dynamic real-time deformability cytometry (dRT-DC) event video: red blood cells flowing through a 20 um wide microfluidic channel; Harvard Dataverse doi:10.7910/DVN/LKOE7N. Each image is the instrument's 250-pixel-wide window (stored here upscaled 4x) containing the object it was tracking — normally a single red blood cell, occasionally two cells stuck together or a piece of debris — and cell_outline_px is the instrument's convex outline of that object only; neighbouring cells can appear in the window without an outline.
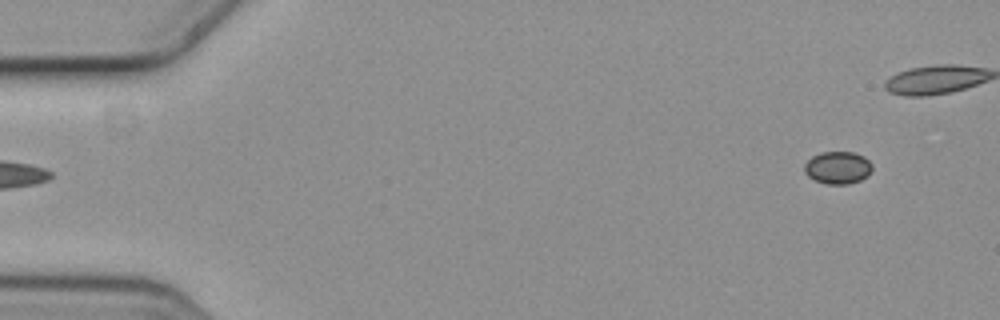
{"species": "common noctule bat (a hibernating species)", "species_latin": "Nyctalus noctula", "temperature_condition": "cold", "stored_images_in_passage": 4, "segment_of_instrument_passage": [2, 2], "camera_frame_rate_fps": 3000, "um_per_image_px": 0.085, "animal": {"sex": "female", "body_mass_g": 19.3, "forearm_length_mm": 54.1}, "frame": {"image": 1, "passage_image": 4, "time_ms": 1.0, "image_size_px": [1000, 320], "cell_outline_px": [[872, 172], [868, 176], [860, 180], [848, 184], [828, 184], [816, 180], [808, 176], [804, 172], [804, 164], [812, 156], [820, 152], [852, 152], [864, 156], [872, 164]], "centroid_in_image_um": [71.22, 14.24], "position_along_channel_um": 13.8, "area_um2": 12.89}}